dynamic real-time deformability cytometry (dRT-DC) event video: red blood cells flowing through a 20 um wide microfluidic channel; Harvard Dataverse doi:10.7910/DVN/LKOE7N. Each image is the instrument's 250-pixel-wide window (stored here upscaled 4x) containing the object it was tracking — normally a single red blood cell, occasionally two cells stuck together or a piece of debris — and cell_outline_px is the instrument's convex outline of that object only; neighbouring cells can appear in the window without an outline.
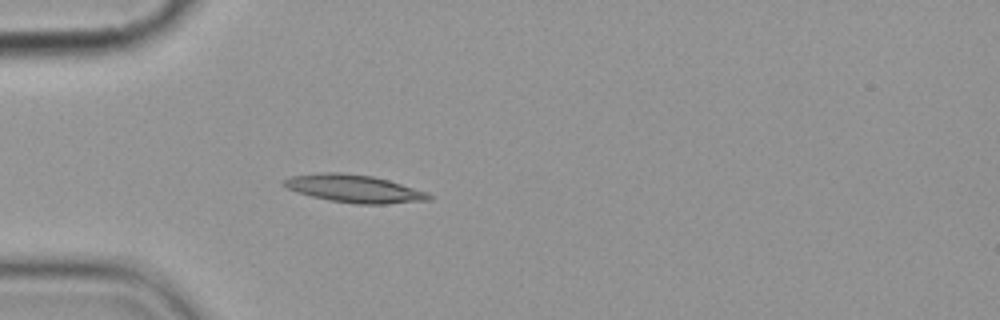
{"species": "common noctule bat (a hibernating species)", "species_latin": "Nyctalus noctula", "temperature_condition": "cold", "stored_images_in_passage": 1, "camera_frame_rate_fps": 3000, "um_per_image_px": 0.085, "animal": {"sex": "female", "body_mass_g": 19.9}, "frame": {"image": 1, "passage_image": 1, "time_ms": 0.0, "image_size_px": [1000, 320], "cell_outline_px": [[432, 200], [388, 204], [356, 204], [328, 200], [296, 192], [280, 184], [280, 180], [292, 176], [328, 172], [340, 172], [372, 176], [388, 180], [428, 192], [432, 196]], "centroid_in_image_um": [30.1, 16.04], "position_along_channel_um": 54.9, "area_um2": 23.52}}